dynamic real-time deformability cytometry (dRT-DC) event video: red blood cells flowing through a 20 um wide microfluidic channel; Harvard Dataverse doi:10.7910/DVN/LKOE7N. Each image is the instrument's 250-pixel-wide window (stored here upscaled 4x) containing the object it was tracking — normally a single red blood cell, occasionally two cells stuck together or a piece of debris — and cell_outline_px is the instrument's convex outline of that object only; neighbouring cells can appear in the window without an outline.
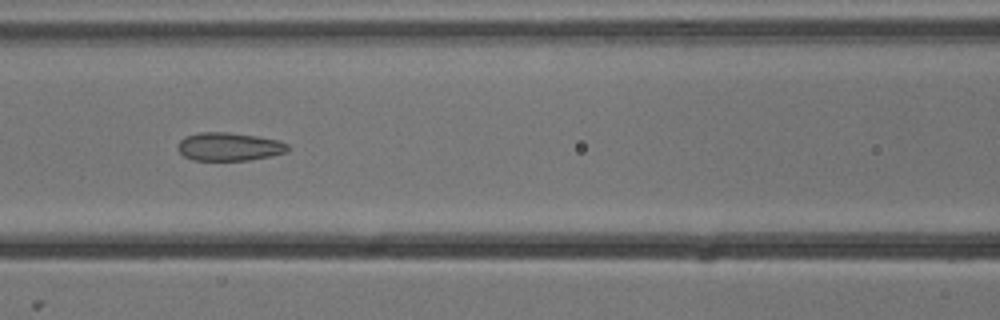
{"species": "common noctule bat (a hibernating species)", "species_latin": "Nyctalus noctula", "temperature_condition": "cold", "stored_images_in_passage": 7, "camera_frame_rate_fps": 3000, "um_per_image_px": 0.085, "animal": {"sex": "male", "body_mass_g": 13.3}, "frame": {"image": 1, "passage_image": 5, "time_ms": 1.333, "image_size_px": [1000, 320], "cell_outline_px": [[288, 152], [272, 156], [248, 160], [192, 160], [184, 156], [176, 148], [180, 140], [184, 136], [200, 132], [228, 132], [260, 136], [280, 140], [288, 144]], "centroid_in_image_um": [19.49, 12.46], "position_along_channel_um": 147.1, "area_um2": 18.38}}
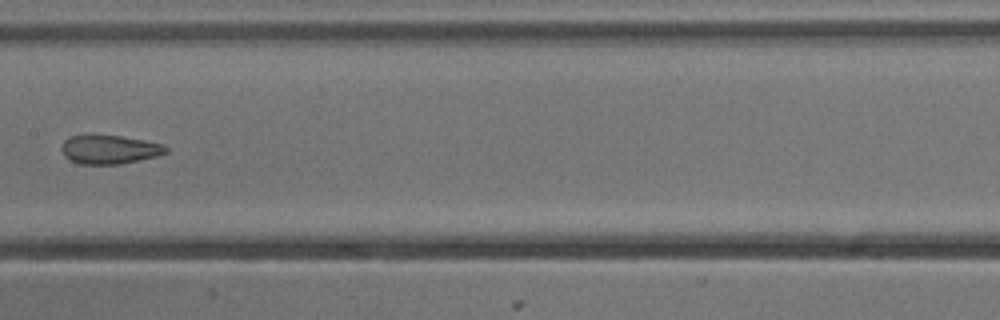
{"frame": {"image": 2, "passage_image": 6, "time_ms": 1.667, "image_size_px": [1000, 320], "cell_outline_px": [[168, 152], [156, 156], [120, 164], [80, 164], [64, 156], [60, 148], [64, 140], [72, 136], [120, 136], [144, 140], [164, 144], [168, 148]], "centroid_in_image_um": [9.32, 12.71], "position_along_channel_um": 198.1, "area_um2": 17.28}}
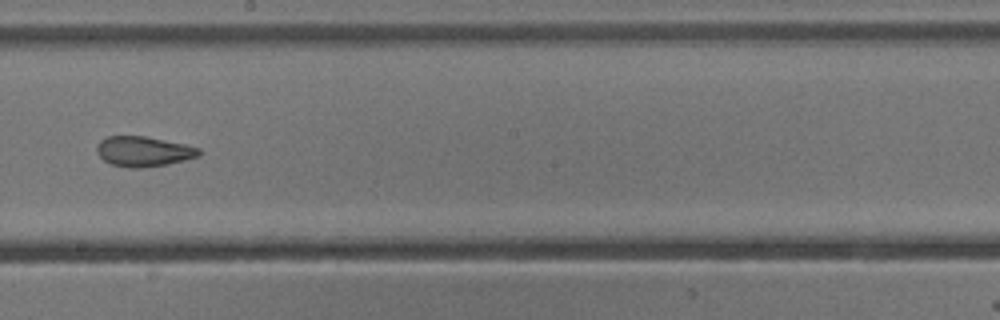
{"frame": {"image": 3, "passage_image": 7, "time_ms": 2.0, "image_size_px": [1000, 320], "cell_outline_px": [[200, 156], [168, 164], [144, 168], [128, 168], [112, 164], [104, 160], [96, 152], [96, 148], [100, 140], [108, 136], [144, 136], [184, 144], [200, 148]], "centroid_in_image_um": [12.19, 12.88], "position_along_channel_um": 236.0, "area_um2": 17.92}}